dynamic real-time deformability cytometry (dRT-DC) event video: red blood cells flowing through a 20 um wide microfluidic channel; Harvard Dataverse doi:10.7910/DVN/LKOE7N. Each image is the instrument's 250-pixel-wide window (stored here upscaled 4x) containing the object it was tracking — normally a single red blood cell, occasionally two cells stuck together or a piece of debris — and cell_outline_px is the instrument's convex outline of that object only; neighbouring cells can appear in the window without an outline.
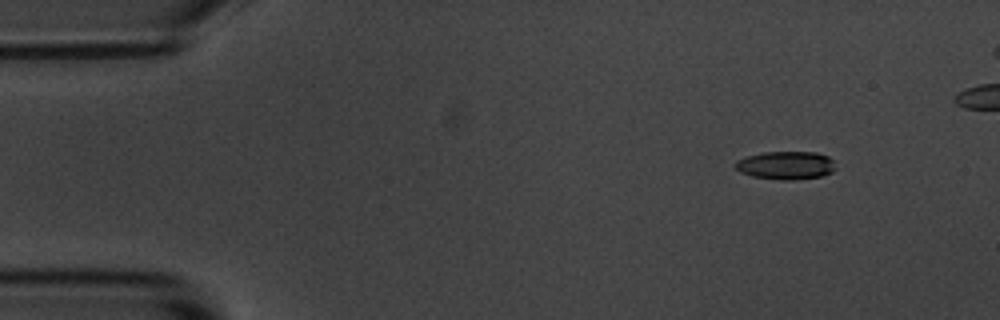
{"species": "common noctule bat (a hibernating species)", "species_latin": "Nyctalus noctula", "temperature_condition": "room temperature", "stored_images_in_passage": 3, "camera_frame_rate_fps": 3000, "um_per_image_px": 0.085, "animal": {"sex": "male", "body_mass_g": 20.1, "forearm_length_mm": 53.5}, "frame": {"image": 1, "passage_image": 1, "time_ms": 0.0, "image_size_px": [1000, 320], "cell_outline_px": [[836, 168], [832, 172], [820, 176], [796, 180], [780, 180], [752, 176], [740, 172], [736, 168], [736, 160], [748, 156], [764, 152], [816, 152], [828, 156], [836, 160]], "centroid_in_image_um": [66.86, 14.05], "position_along_channel_um": 18.1, "area_um2": 16.59}}